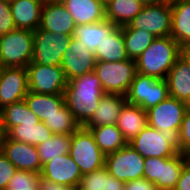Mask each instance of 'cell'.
<instances>
[{"label": "cell", "mask_w": 190, "mask_h": 190, "mask_svg": "<svg viewBox=\"0 0 190 190\" xmlns=\"http://www.w3.org/2000/svg\"><path fill=\"white\" fill-rule=\"evenodd\" d=\"M63 94L65 105L77 122L84 126L93 116L105 92L97 75L90 72L69 80Z\"/></svg>", "instance_id": "1"}, {"label": "cell", "mask_w": 190, "mask_h": 190, "mask_svg": "<svg viewBox=\"0 0 190 190\" xmlns=\"http://www.w3.org/2000/svg\"><path fill=\"white\" fill-rule=\"evenodd\" d=\"M181 56V46L171 37H157L135 60L136 72L166 79Z\"/></svg>", "instance_id": "2"}, {"label": "cell", "mask_w": 190, "mask_h": 190, "mask_svg": "<svg viewBox=\"0 0 190 190\" xmlns=\"http://www.w3.org/2000/svg\"><path fill=\"white\" fill-rule=\"evenodd\" d=\"M179 131H159L147 125L128 144L144 158L173 157L180 153Z\"/></svg>", "instance_id": "3"}, {"label": "cell", "mask_w": 190, "mask_h": 190, "mask_svg": "<svg viewBox=\"0 0 190 190\" xmlns=\"http://www.w3.org/2000/svg\"><path fill=\"white\" fill-rule=\"evenodd\" d=\"M34 31L16 28L0 36V67H27L32 62Z\"/></svg>", "instance_id": "4"}, {"label": "cell", "mask_w": 190, "mask_h": 190, "mask_svg": "<svg viewBox=\"0 0 190 190\" xmlns=\"http://www.w3.org/2000/svg\"><path fill=\"white\" fill-rule=\"evenodd\" d=\"M94 73L101 81L105 94L126 96L136 74V61H96Z\"/></svg>", "instance_id": "5"}, {"label": "cell", "mask_w": 190, "mask_h": 190, "mask_svg": "<svg viewBox=\"0 0 190 190\" xmlns=\"http://www.w3.org/2000/svg\"><path fill=\"white\" fill-rule=\"evenodd\" d=\"M69 154L82 175L105 167L106 155L99 149L90 130L83 126L72 134Z\"/></svg>", "instance_id": "6"}, {"label": "cell", "mask_w": 190, "mask_h": 190, "mask_svg": "<svg viewBox=\"0 0 190 190\" xmlns=\"http://www.w3.org/2000/svg\"><path fill=\"white\" fill-rule=\"evenodd\" d=\"M125 97L128 103L147 110L169 97L168 83L166 79L136 72Z\"/></svg>", "instance_id": "7"}, {"label": "cell", "mask_w": 190, "mask_h": 190, "mask_svg": "<svg viewBox=\"0 0 190 190\" xmlns=\"http://www.w3.org/2000/svg\"><path fill=\"white\" fill-rule=\"evenodd\" d=\"M171 1L144 5L140 13L122 29H144L157 37L171 36Z\"/></svg>", "instance_id": "8"}, {"label": "cell", "mask_w": 190, "mask_h": 190, "mask_svg": "<svg viewBox=\"0 0 190 190\" xmlns=\"http://www.w3.org/2000/svg\"><path fill=\"white\" fill-rule=\"evenodd\" d=\"M71 38L72 36L62 33L36 29L32 62L46 66H61L63 53L68 48Z\"/></svg>", "instance_id": "9"}, {"label": "cell", "mask_w": 190, "mask_h": 190, "mask_svg": "<svg viewBox=\"0 0 190 190\" xmlns=\"http://www.w3.org/2000/svg\"><path fill=\"white\" fill-rule=\"evenodd\" d=\"M144 161L129 144L105 157L108 173L123 182L144 178Z\"/></svg>", "instance_id": "10"}, {"label": "cell", "mask_w": 190, "mask_h": 190, "mask_svg": "<svg viewBox=\"0 0 190 190\" xmlns=\"http://www.w3.org/2000/svg\"><path fill=\"white\" fill-rule=\"evenodd\" d=\"M29 91L37 94H63L67 80L61 66L29 63L26 67Z\"/></svg>", "instance_id": "11"}, {"label": "cell", "mask_w": 190, "mask_h": 190, "mask_svg": "<svg viewBox=\"0 0 190 190\" xmlns=\"http://www.w3.org/2000/svg\"><path fill=\"white\" fill-rule=\"evenodd\" d=\"M186 110L187 103L169 96L146 110L148 126L159 131L180 130Z\"/></svg>", "instance_id": "12"}, {"label": "cell", "mask_w": 190, "mask_h": 190, "mask_svg": "<svg viewBox=\"0 0 190 190\" xmlns=\"http://www.w3.org/2000/svg\"><path fill=\"white\" fill-rule=\"evenodd\" d=\"M95 62L94 52L85 48L83 43L72 36L61 60V68L67 82L86 73L94 72Z\"/></svg>", "instance_id": "13"}, {"label": "cell", "mask_w": 190, "mask_h": 190, "mask_svg": "<svg viewBox=\"0 0 190 190\" xmlns=\"http://www.w3.org/2000/svg\"><path fill=\"white\" fill-rule=\"evenodd\" d=\"M26 67H0V108L24 100L28 94Z\"/></svg>", "instance_id": "14"}, {"label": "cell", "mask_w": 190, "mask_h": 190, "mask_svg": "<svg viewBox=\"0 0 190 190\" xmlns=\"http://www.w3.org/2000/svg\"><path fill=\"white\" fill-rule=\"evenodd\" d=\"M40 175L48 181L67 187H78L83 176L70 154L61 155L43 164Z\"/></svg>", "instance_id": "15"}, {"label": "cell", "mask_w": 190, "mask_h": 190, "mask_svg": "<svg viewBox=\"0 0 190 190\" xmlns=\"http://www.w3.org/2000/svg\"><path fill=\"white\" fill-rule=\"evenodd\" d=\"M2 153L17 168V170L40 173L42 165L37 147L28 143L17 142L7 136L3 142Z\"/></svg>", "instance_id": "16"}, {"label": "cell", "mask_w": 190, "mask_h": 190, "mask_svg": "<svg viewBox=\"0 0 190 190\" xmlns=\"http://www.w3.org/2000/svg\"><path fill=\"white\" fill-rule=\"evenodd\" d=\"M75 28L73 17L61 2L43 4L39 29L73 36Z\"/></svg>", "instance_id": "17"}, {"label": "cell", "mask_w": 190, "mask_h": 190, "mask_svg": "<svg viewBox=\"0 0 190 190\" xmlns=\"http://www.w3.org/2000/svg\"><path fill=\"white\" fill-rule=\"evenodd\" d=\"M147 125V111L128 102L123 105L116 121V126L127 143L131 142Z\"/></svg>", "instance_id": "18"}, {"label": "cell", "mask_w": 190, "mask_h": 190, "mask_svg": "<svg viewBox=\"0 0 190 190\" xmlns=\"http://www.w3.org/2000/svg\"><path fill=\"white\" fill-rule=\"evenodd\" d=\"M43 4L40 0H13L10 10L16 28L35 31L40 26Z\"/></svg>", "instance_id": "19"}, {"label": "cell", "mask_w": 190, "mask_h": 190, "mask_svg": "<svg viewBox=\"0 0 190 190\" xmlns=\"http://www.w3.org/2000/svg\"><path fill=\"white\" fill-rule=\"evenodd\" d=\"M76 25L92 24L105 20V6L99 0H62Z\"/></svg>", "instance_id": "20"}, {"label": "cell", "mask_w": 190, "mask_h": 190, "mask_svg": "<svg viewBox=\"0 0 190 190\" xmlns=\"http://www.w3.org/2000/svg\"><path fill=\"white\" fill-rule=\"evenodd\" d=\"M126 102L125 96L118 94H105L100 99L93 116L83 127L94 128L103 125L116 124L121 109Z\"/></svg>", "instance_id": "21"}, {"label": "cell", "mask_w": 190, "mask_h": 190, "mask_svg": "<svg viewBox=\"0 0 190 190\" xmlns=\"http://www.w3.org/2000/svg\"><path fill=\"white\" fill-rule=\"evenodd\" d=\"M169 96L188 103L190 100V65L180 56L166 77Z\"/></svg>", "instance_id": "22"}, {"label": "cell", "mask_w": 190, "mask_h": 190, "mask_svg": "<svg viewBox=\"0 0 190 190\" xmlns=\"http://www.w3.org/2000/svg\"><path fill=\"white\" fill-rule=\"evenodd\" d=\"M53 133L42 121L20 122L12 127L6 136L17 142L40 145L52 137Z\"/></svg>", "instance_id": "23"}, {"label": "cell", "mask_w": 190, "mask_h": 190, "mask_svg": "<svg viewBox=\"0 0 190 190\" xmlns=\"http://www.w3.org/2000/svg\"><path fill=\"white\" fill-rule=\"evenodd\" d=\"M171 37L182 47L190 43V1H171Z\"/></svg>", "instance_id": "24"}, {"label": "cell", "mask_w": 190, "mask_h": 190, "mask_svg": "<svg viewBox=\"0 0 190 190\" xmlns=\"http://www.w3.org/2000/svg\"><path fill=\"white\" fill-rule=\"evenodd\" d=\"M118 26L109 20L102 22L76 25L73 37L85 45V48L95 52L99 44L108 37Z\"/></svg>", "instance_id": "25"}, {"label": "cell", "mask_w": 190, "mask_h": 190, "mask_svg": "<svg viewBox=\"0 0 190 190\" xmlns=\"http://www.w3.org/2000/svg\"><path fill=\"white\" fill-rule=\"evenodd\" d=\"M24 100L28 108L42 122L48 116L59 113V109L65 104L64 94L44 95L28 91Z\"/></svg>", "instance_id": "26"}, {"label": "cell", "mask_w": 190, "mask_h": 190, "mask_svg": "<svg viewBox=\"0 0 190 190\" xmlns=\"http://www.w3.org/2000/svg\"><path fill=\"white\" fill-rule=\"evenodd\" d=\"M96 61L118 62L127 60L122 27H117L113 33L99 44L94 52Z\"/></svg>", "instance_id": "27"}, {"label": "cell", "mask_w": 190, "mask_h": 190, "mask_svg": "<svg viewBox=\"0 0 190 190\" xmlns=\"http://www.w3.org/2000/svg\"><path fill=\"white\" fill-rule=\"evenodd\" d=\"M138 0H113L105 7V19L118 27L128 25L142 10Z\"/></svg>", "instance_id": "28"}, {"label": "cell", "mask_w": 190, "mask_h": 190, "mask_svg": "<svg viewBox=\"0 0 190 190\" xmlns=\"http://www.w3.org/2000/svg\"><path fill=\"white\" fill-rule=\"evenodd\" d=\"M86 129L93 134L96 144L105 155L114 153L128 144L116 124Z\"/></svg>", "instance_id": "29"}, {"label": "cell", "mask_w": 190, "mask_h": 190, "mask_svg": "<svg viewBox=\"0 0 190 190\" xmlns=\"http://www.w3.org/2000/svg\"><path fill=\"white\" fill-rule=\"evenodd\" d=\"M190 160V155L178 153L173 157H164L160 171V190H174L182 168Z\"/></svg>", "instance_id": "30"}, {"label": "cell", "mask_w": 190, "mask_h": 190, "mask_svg": "<svg viewBox=\"0 0 190 190\" xmlns=\"http://www.w3.org/2000/svg\"><path fill=\"white\" fill-rule=\"evenodd\" d=\"M0 118L5 133L12 127L20 125V122L40 121V119L28 108L25 100L3 107L0 112Z\"/></svg>", "instance_id": "31"}, {"label": "cell", "mask_w": 190, "mask_h": 190, "mask_svg": "<svg viewBox=\"0 0 190 190\" xmlns=\"http://www.w3.org/2000/svg\"><path fill=\"white\" fill-rule=\"evenodd\" d=\"M71 134H53L50 139L37 145L41 165L47 163L53 158L69 154L71 146Z\"/></svg>", "instance_id": "32"}, {"label": "cell", "mask_w": 190, "mask_h": 190, "mask_svg": "<svg viewBox=\"0 0 190 190\" xmlns=\"http://www.w3.org/2000/svg\"><path fill=\"white\" fill-rule=\"evenodd\" d=\"M122 31L127 56L133 60H136L156 39L144 29H122Z\"/></svg>", "instance_id": "33"}, {"label": "cell", "mask_w": 190, "mask_h": 190, "mask_svg": "<svg viewBox=\"0 0 190 190\" xmlns=\"http://www.w3.org/2000/svg\"><path fill=\"white\" fill-rule=\"evenodd\" d=\"M43 123L51 130L53 134H73L81 125L77 122L74 115L64 104L59 113L48 116Z\"/></svg>", "instance_id": "34"}, {"label": "cell", "mask_w": 190, "mask_h": 190, "mask_svg": "<svg viewBox=\"0 0 190 190\" xmlns=\"http://www.w3.org/2000/svg\"><path fill=\"white\" fill-rule=\"evenodd\" d=\"M40 178V173L17 170L9 180L6 190H38Z\"/></svg>", "instance_id": "35"}, {"label": "cell", "mask_w": 190, "mask_h": 190, "mask_svg": "<svg viewBox=\"0 0 190 190\" xmlns=\"http://www.w3.org/2000/svg\"><path fill=\"white\" fill-rule=\"evenodd\" d=\"M107 169L105 167L84 174L79 182L78 190H105Z\"/></svg>", "instance_id": "36"}, {"label": "cell", "mask_w": 190, "mask_h": 190, "mask_svg": "<svg viewBox=\"0 0 190 190\" xmlns=\"http://www.w3.org/2000/svg\"><path fill=\"white\" fill-rule=\"evenodd\" d=\"M161 163H164V158L149 157L144 161V178L160 190V171Z\"/></svg>", "instance_id": "37"}, {"label": "cell", "mask_w": 190, "mask_h": 190, "mask_svg": "<svg viewBox=\"0 0 190 190\" xmlns=\"http://www.w3.org/2000/svg\"><path fill=\"white\" fill-rule=\"evenodd\" d=\"M16 29L10 10V3L0 0V36Z\"/></svg>", "instance_id": "38"}, {"label": "cell", "mask_w": 190, "mask_h": 190, "mask_svg": "<svg viewBox=\"0 0 190 190\" xmlns=\"http://www.w3.org/2000/svg\"><path fill=\"white\" fill-rule=\"evenodd\" d=\"M180 153L190 155V109H187L179 131Z\"/></svg>", "instance_id": "39"}, {"label": "cell", "mask_w": 190, "mask_h": 190, "mask_svg": "<svg viewBox=\"0 0 190 190\" xmlns=\"http://www.w3.org/2000/svg\"><path fill=\"white\" fill-rule=\"evenodd\" d=\"M17 168L0 153V190H6L9 180L14 176Z\"/></svg>", "instance_id": "40"}, {"label": "cell", "mask_w": 190, "mask_h": 190, "mask_svg": "<svg viewBox=\"0 0 190 190\" xmlns=\"http://www.w3.org/2000/svg\"><path fill=\"white\" fill-rule=\"evenodd\" d=\"M124 190H159L154 183L145 178L125 182Z\"/></svg>", "instance_id": "41"}, {"label": "cell", "mask_w": 190, "mask_h": 190, "mask_svg": "<svg viewBox=\"0 0 190 190\" xmlns=\"http://www.w3.org/2000/svg\"><path fill=\"white\" fill-rule=\"evenodd\" d=\"M174 190H190V160L182 168Z\"/></svg>", "instance_id": "42"}, {"label": "cell", "mask_w": 190, "mask_h": 190, "mask_svg": "<svg viewBox=\"0 0 190 190\" xmlns=\"http://www.w3.org/2000/svg\"><path fill=\"white\" fill-rule=\"evenodd\" d=\"M38 190H76V187H67L65 185L48 181L41 177Z\"/></svg>", "instance_id": "43"}, {"label": "cell", "mask_w": 190, "mask_h": 190, "mask_svg": "<svg viewBox=\"0 0 190 190\" xmlns=\"http://www.w3.org/2000/svg\"><path fill=\"white\" fill-rule=\"evenodd\" d=\"M125 182L111 176L107 171V180L105 190H124Z\"/></svg>", "instance_id": "44"}, {"label": "cell", "mask_w": 190, "mask_h": 190, "mask_svg": "<svg viewBox=\"0 0 190 190\" xmlns=\"http://www.w3.org/2000/svg\"><path fill=\"white\" fill-rule=\"evenodd\" d=\"M181 57L190 65V43L181 47Z\"/></svg>", "instance_id": "45"}, {"label": "cell", "mask_w": 190, "mask_h": 190, "mask_svg": "<svg viewBox=\"0 0 190 190\" xmlns=\"http://www.w3.org/2000/svg\"><path fill=\"white\" fill-rule=\"evenodd\" d=\"M5 137H6V133L4 131L1 118H0V153H2V150H3V142H4Z\"/></svg>", "instance_id": "46"}, {"label": "cell", "mask_w": 190, "mask_h": 190, "mask_svg": "<svg viewBox=\"0 0 190 190\" xmlns=\"http://www.w3.org/2000/svg\"><path fill=\"white\" fill-rule=\"evenodd\" d=\"M138 1H140L143 5H149V4L158 3L162 0H138Z\"/></svg>", "instance_id": "47"}, {"label": "cell", "mask_w": 190, "mask_h": 190, "mask_svg": "<svg viewBox=\"0 0 190 190\" xmlns=\"http://www.w3.org/2000/svg\"><path fill=\"white\" fill-rule=\"evenodd\" d=\"M40 1H41L42 4L62 2V0H40Z\"/></svg>", "instance_id": "48"}, {"label": "cell", "mask_w": 190, "mask_h": 190, "mask_svg": "<svg viewBox=\"0 0 190 190\" xmlns=\"http://www.w3.org/2000/svg\"><path fill=\"white\" fill-rule=\"evenodd\" d=\"M105 7L113 0H99Z\"/></svg>", "instance_id": "49"}, {"label": "cell", "mask_w": 190, "mask_h": 190, "mask_svg": "<svg viewBox=\"0 0 190 190\" xmlns=\"http://www.w3.org/2000/svg\"><path fill=\"white\" fill-rule=\"evenodd\" d=\"M187 109H190V100L187 103Z\"/></svg>", "instance_id": "50"}, {"label": "cell", "mask_w": 190, "mask_h": 190, "mask_svg": "<svg viewBox=\"0 0 190 190\" xmlns=\"http://www.w3.org/2000/svg\"><path fill=\"white\" fill-rule=\"evenodd\" d=\"M2 1H6V2H9V3H10V2H12L13 0H2Z\"/></svg>", "instance_id": "51"}]
</instances>
